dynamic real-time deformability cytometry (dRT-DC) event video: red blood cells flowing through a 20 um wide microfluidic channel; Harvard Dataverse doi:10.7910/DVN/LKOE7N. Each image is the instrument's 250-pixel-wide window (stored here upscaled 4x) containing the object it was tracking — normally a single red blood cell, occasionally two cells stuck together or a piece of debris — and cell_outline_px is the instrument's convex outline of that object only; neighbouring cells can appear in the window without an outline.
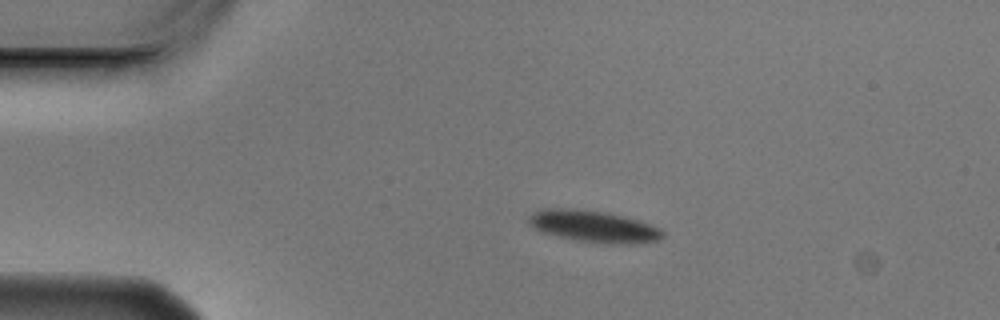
{"species": "Egyptian fruit bat (a non-hibernating species)", "species_latin": "Rousettus aegyptiacus", "temperature_condition": "cold", "stored_images_in_passage": 4, "camera_frame_rate_fps": 3000, "um_per_image_px": 0.085, "animal": {"sex": "male"}, "frame": {"image": 1, "passage_image": 2, "time_ms": 0.333, "image_size_px": [1000, 320], "cell_outline_px": [[664, 236], [656, 240], [632, 244], [604, 244], [576, 240], [544, 232], [528, 224], [528, 216], [544, 208], [576, 208], [604, 212], [636, 220], [660, 228], [664, 232]], "centroid_in_image_um": [50.45, 19.24], "position_along_channel_um": 34.6, "area_um2": 24.45}}
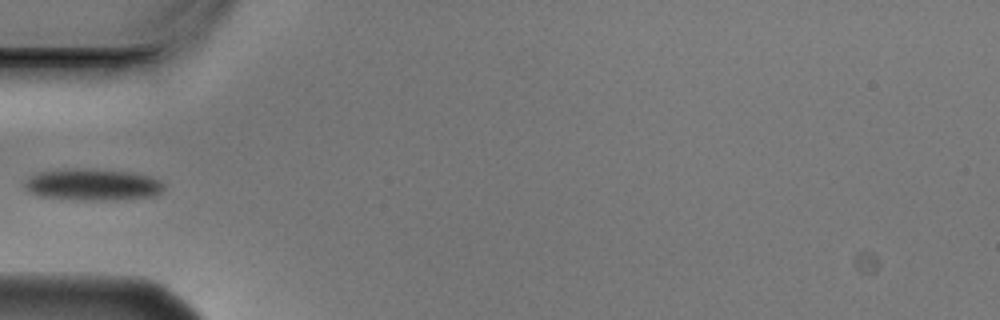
{"frame": {"image": 2, "passage_image": 4, "time_ms": 1.0, "image_size_px": [1000, 320], "cell_outline_px": [[164, 188], [156, 196], [112, 200], [72, 200], [40, 196], [28, 192], [24, 184], [24, 180], [36, 172], [72, 168], [92, 168], [132, 172], [148, 176], [160, 180], [164, 184]], "centroid_in_image_um": [7.85, 15.69], "position_along_channel_um": 77.2, "area_um2": 26.18}}